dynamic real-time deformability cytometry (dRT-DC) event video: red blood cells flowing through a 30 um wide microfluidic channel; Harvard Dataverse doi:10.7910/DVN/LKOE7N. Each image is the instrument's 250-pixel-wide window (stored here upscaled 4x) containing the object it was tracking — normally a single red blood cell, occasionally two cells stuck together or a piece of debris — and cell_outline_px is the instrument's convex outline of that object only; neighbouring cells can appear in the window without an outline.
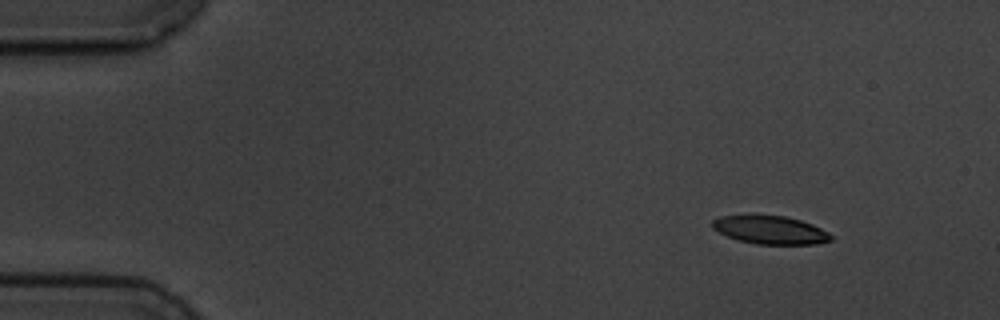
{"species": "common noctule bat (a hibernating species)", "species_latin": "Nyctalus noctula", "temperature_condition": "cold", "stored_images_in_passage": 3, "camera_frame_rate_fps": 3000, "um_per_image_px": 0.085, "animal": {"sex": "male", "body_mass_g": 19.5, "forearm_length_mm": 54.6}, "frame": {"image": 1, "passage_image": 1, "time_ms": 0.0, "image_size_px": [1000, 320], "cell_outline_px": [[832, 240], [816, 244], [756, 244], [736, 240], [712, 228], [712, 220], [720, 216], [784, 216], [800, 220], [812, 224], [828, 232], [832, 236]], "centroid_in_image_um": [65.48, 19.56], "position_along_channel_um": 19.5, "area_um2": 19.25}}